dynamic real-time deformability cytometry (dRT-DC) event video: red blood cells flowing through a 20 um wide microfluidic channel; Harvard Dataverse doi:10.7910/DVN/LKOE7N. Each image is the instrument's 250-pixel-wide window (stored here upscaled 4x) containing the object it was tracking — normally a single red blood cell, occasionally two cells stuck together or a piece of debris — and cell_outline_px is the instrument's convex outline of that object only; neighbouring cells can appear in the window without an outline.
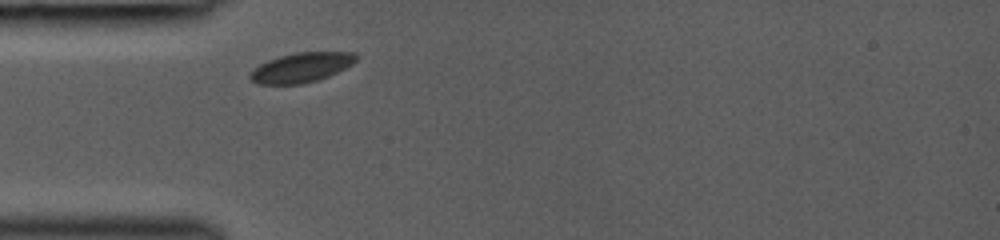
{"species": "common noctule bat (a hibernating species)", "species_latin": "Nyctalus noctula", "temperature_condition": "room temperature", "stored_images_in_passage": 19, "camera_frame_rate_fps": 3000, "um_per_image_px": 0.085, "animal": {"sex": "female", "body_mass_g": 19.0, "forearm_length_mm": 53.3}, "frame": {"image": 1, "passage_image": 1, "time_ms": 0.0, "image_size_px": [1000, 240], "cell_outline_px": [[356, 60], [352, 64], [328, 76], [304, 84], [260, 84], [252, 80], [248, 76], [260, 64], [268, 60], [280, 56], [296, 52], [356, 52]], "centroid_in_image_um": [25.62, 5.73], "position_along_channel_um": 59.4, "area_um2": 18.03}}
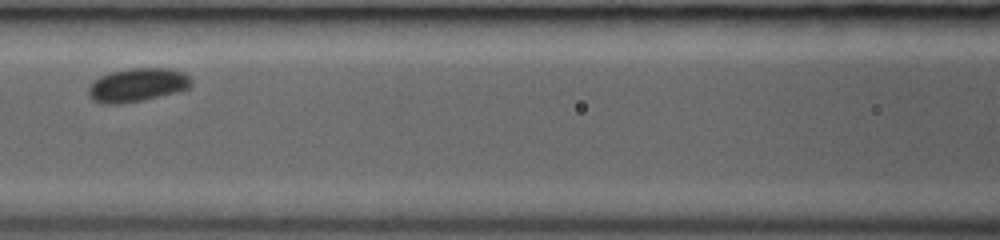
{"frame": {"image": 2, "passage_image": 6, "time_ms": 2.333, "image_size_px": [1000, 240], "cell_outline_px": [[192, 84], [188, 88], [176, 92], [144, 100], [120, 104], [104, 104], [92, 100], [88, 96], [88, 88], [100, 76], [112, 72], [132, 68], [168, 68], [184, 72], [192, 80]], "centroid_in_image_um": [11.68, 7.23], "position_along_channel_um": 154.9, "area_um2": 20.06}}
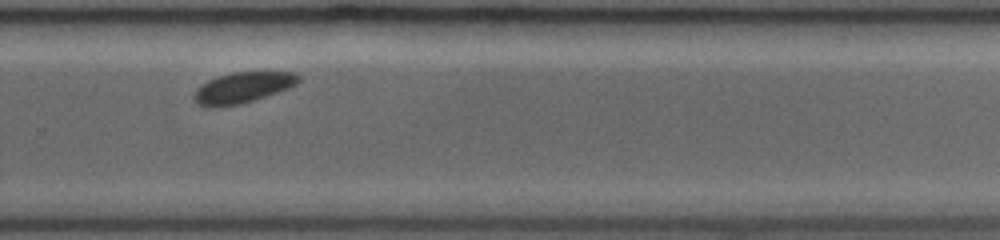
{"frame": {"image": 3, "passage_image": 16, "time_ms": 6.0, "image_size_px": [1000, 240], "cell_outline_px": [[300, 80], [296, 84], [288, 88], [240, 104], [212, 108], [196, 104], [192, 96], [196, 88], [200, 84], [216, 76], [232, 72], [296, 72], [300, 76]], "centroid_in_image_um": [20.56, 7.44], "position_along_channel_um": 309.2, "area_um2": 18.84}}